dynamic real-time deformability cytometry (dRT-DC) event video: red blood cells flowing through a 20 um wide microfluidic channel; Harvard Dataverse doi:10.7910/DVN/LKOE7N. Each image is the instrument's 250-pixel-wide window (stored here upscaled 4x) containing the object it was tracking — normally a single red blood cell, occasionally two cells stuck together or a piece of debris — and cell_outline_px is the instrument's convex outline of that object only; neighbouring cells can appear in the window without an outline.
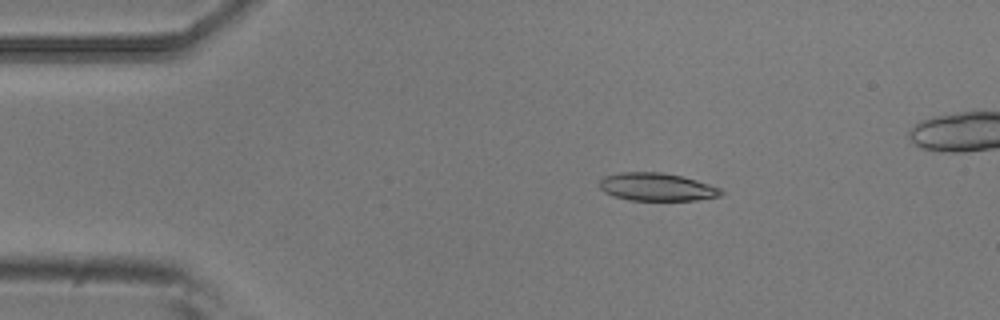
{"species": "common noctule bat (a hibernating species)", "species_latin": "Nyctalus noctula", "temperature_condition": "room temperature", "stored_images_in_passage": 6, "camera_frame_rate_fps": 3000, "um_per_image_px": 0.085, "animal": {"sex": "male", "body_mass_g": 20.5, "forearm_length_mm": 52.5}, "frame": {"image": 1, "passage_image": 2, "time_ms": 0.333, "image_size_px": [1000, 320], "cell_outline_px": [[724, 192], [720, 196], [696, 200], [632, 200], [616, 196], [604, 192], [600, 188], [600, 180], [604, 176], [620, 172], [660, 172], [684, 176], [720, 188]], "centroid_in_image_um": [55.84, 15.88], "position_along_channel_um": 29.2, "area_um2": 19.65}}
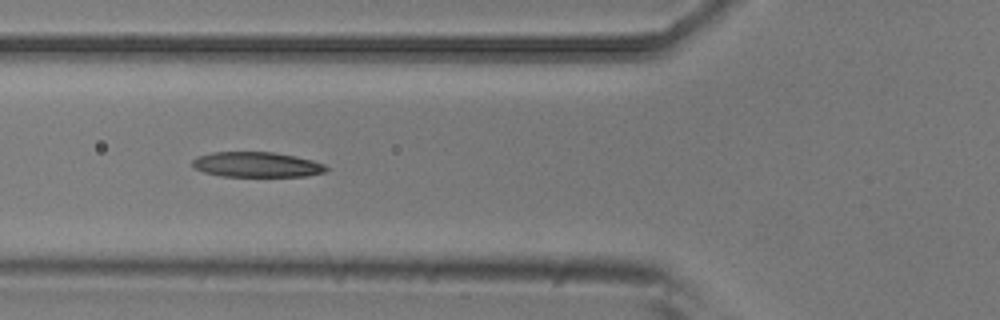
{"frame": {"image": 2, "passage_image": 5, "time_ms": 1.333, "image_size_px": [1000, 320], "cell_outline_px": [[328, 168], [324, 172], [308, 176], [220, 176], [204, 172], [196, 168], [192, 164], [192, 160], [196, 156], [212, 152], [272, 152], [296, 156], [312, 160], [324, 164]], "centroid_in_image_um": [21.81, 13.98], "position_along_channel_um": 104.0, "area_um2": 19.59}}
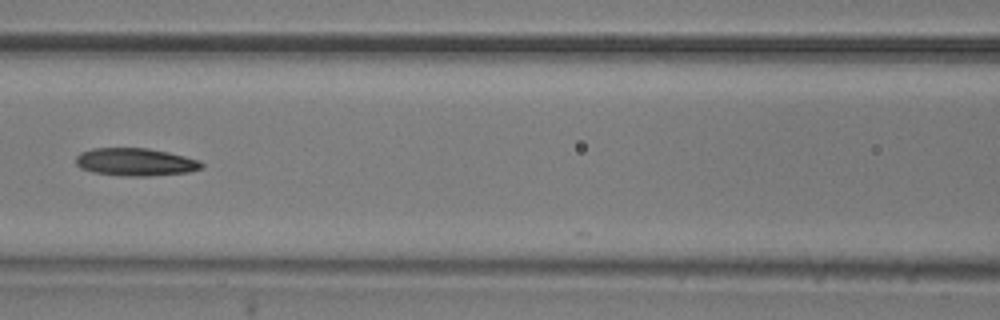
{"frame": {"image": 3, "passage_image": 6, "time_ms": 1.667, "image_size_px": [1000, 320], "cell_outline_px": [[204, 168], [188, 172], [148, 176], [124, 176], [92, 172], [80, 168], [76, 164], [76, 156], [80, 152], [92, 148], [148, 148], [168, 152], [200, 160], [204, 164]], "centroid_in_image_um": [11.51, 13.77], "position_along_channel_um": 155.1, "area_um2": 20.46}}